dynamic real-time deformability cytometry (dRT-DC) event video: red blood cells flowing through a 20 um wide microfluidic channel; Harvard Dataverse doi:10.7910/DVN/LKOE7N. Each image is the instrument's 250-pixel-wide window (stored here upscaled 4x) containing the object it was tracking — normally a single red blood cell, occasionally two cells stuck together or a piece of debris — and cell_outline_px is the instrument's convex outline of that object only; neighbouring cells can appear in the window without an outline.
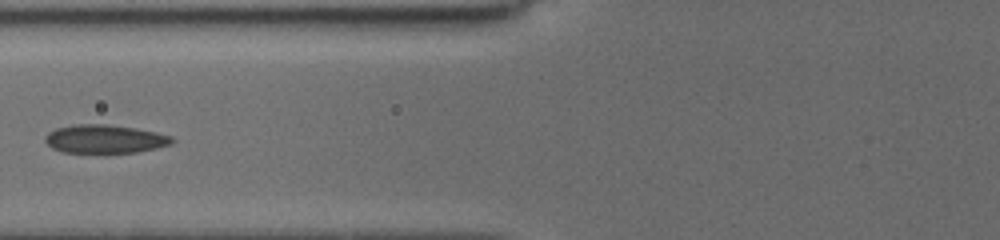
{"species": "common noctule bat (a hibernating species)", "species_latin": "Nyctalus noctula", "temperature_condition": "cold", "stored_images_in_passage": 10, "camera_frame_rate_fps": 3000, "um_per_image_px": 0.085, "animal": {"sex": "female", "body_mass_g": 19.5, "forearm_length_mm": 54.1}, "frame": {"image": 1, "passage_image": 6, "time_ms": 3.0, "image_size_px": [1000, 240], "cell_outline_px": [[176, 140], [172, 144], [156, 148], [136, 152], [104, 156], [60, 152], [52, 148], [44, 140], [44, 136], [48, 132], [56, 128], [72, 124], [108, 124], [136, 128], [156, 132], [172, 136]], "centroid_in_image_um": [8.89, 11.86], "position_along_channel_um": 116.9, "area_um2": 22.25}}
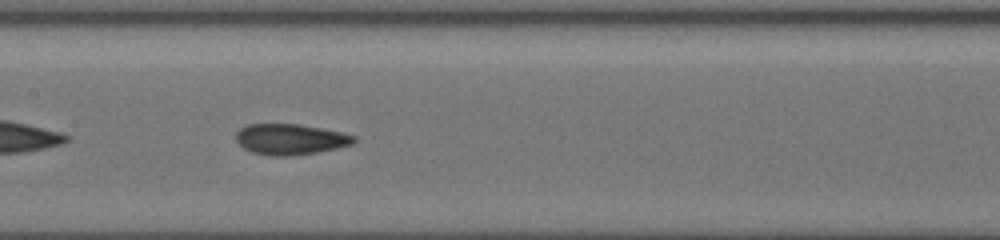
{"frame": {"image": 2, "passage_image": 9, "time_ms": 4.667, "image_size_px": [1000, 240], "cell_outline_px": [[356, 140], [352, 144], [336, 148], [316, 152], [292, 156], [268, 156], [252, 152], [244, 148], [236, 140], [236, 132], [240, 128], [248, 124], [300, 124], [340, 132], [356, 136]], "centroid_in_image_um": [24.65, 11.84], "position_along_channel_um": 182.7, "area_um2": 21.1}}
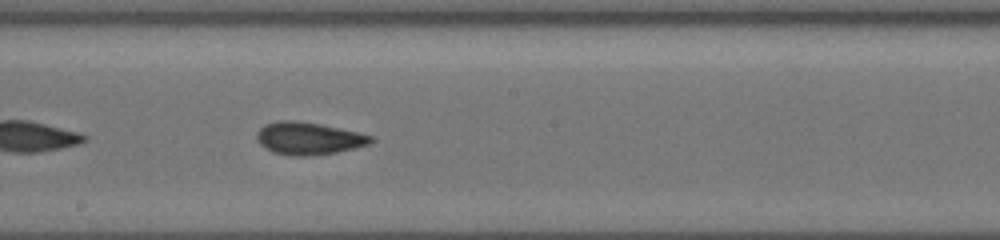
{"frame": {"image": 3, "passage_image": 10, "time_ms": 5.667, "image_size_px": [1000, 240], "cell_outline_px": [[376, 140], [372, 144], [336, 152], [312, 156], [292, 156], [272, 152], [264, 148], [256, 140], [256, 132], [264, 124], [280, 120], [296, 120], [320, 124], [360, 132], [372, 136]], "centroid_in_image_um": [26.23, 11.76], "position_along_channel_um": 222.0, "area_um2": 21.96}}